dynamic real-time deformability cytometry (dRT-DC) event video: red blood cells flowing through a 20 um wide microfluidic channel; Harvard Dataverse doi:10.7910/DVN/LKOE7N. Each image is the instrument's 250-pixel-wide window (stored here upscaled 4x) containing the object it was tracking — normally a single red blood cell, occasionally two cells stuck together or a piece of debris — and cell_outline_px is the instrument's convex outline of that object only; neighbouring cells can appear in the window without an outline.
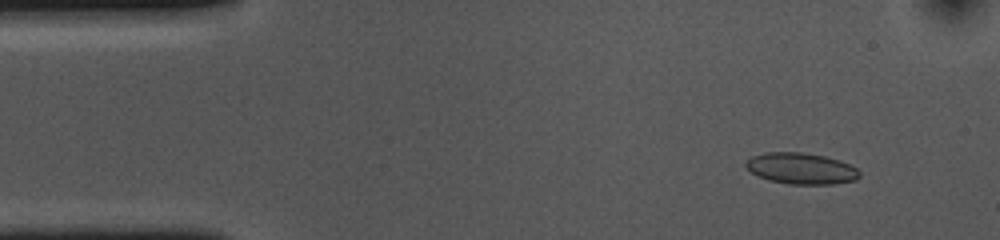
{"species": "common noctule bat (a hibernating species)", "species_latin": "Nyctalus noctula", "temperature_condition": "cold", "stored_images_in_passage": 53, "camera_frame_rate_fps": 3000, "um_per_image_px": 0.085, "animal": {"sex": "female", "body_mass_g": 10.0, "forearm_length_mm": 53.1}, "frame": {"image": 1, "passage_image": 5, "time_ms": 1.333, "image_size_px": [1000, 240], "cell_outline_px": [[860, 176], [856, 180], [832, 184], [788, 184], [768, 180], [752, 172], [744, 164], [752, 156], [764, 152], [800, 152], [824, 156], [840, 160], [856, 168], [860, 172]], "centroid_in_image_um": [68.11, 14.32], "position_along_channel_um": 16.9, "area_um2": 20.58}}
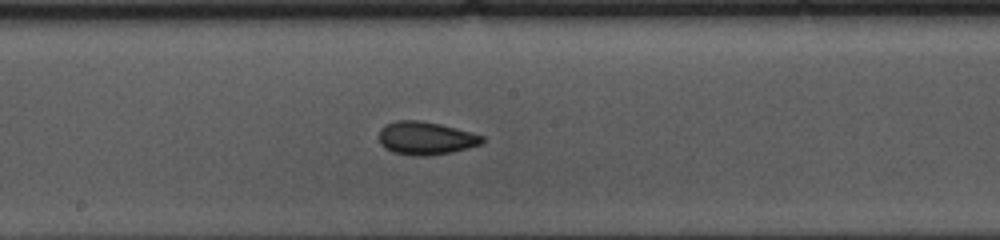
{"frame": {"image": 2, "passage_image": 27, "time_ms": 8.667, "image_size_px": [1000, 240], "cell_outline_px": [[484, 140], [480, 144], [468, 148], [452, 152], [428, 156], [420, 156], [396, 152], [384, 148], [380, 144], [380, 128], [384, 124], [396, 120], [420, 120], [440, 124], [472, 132], [484, 136]], "centroid_in_image_um": [36.19, 11.73], "position_along_channel_um": 212.0, "area_um2": 19.88}}
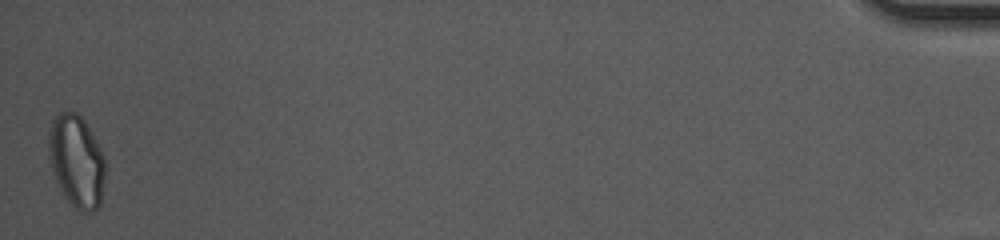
{"frame": {"image": 3, "passage_image": 53, "time_ms": 17.333, "image_size_px": [1000, 240], "cell_outline_px": [[104, 180], [100, 204], [92, 212], [80, 212], [60, 192], [52, 168], [48, 152], [48, 136], [52, 120], [56, 112], [76, 112], [84, 120], [100, 148], [104, 156]], "centroid_in_image_um": [6.48, 13.69], "position_along_channel_um": 428.7, "area_um2": 30.35}, "authors_computed_cell_mechanics": {"area_um2": 19.941, "velocity_mm_per_s": 3.6664, "shape_relaxation_time_tau1_ms": 5.5533, "shape_relaxation_time_tau2_ms": 1.4237, "deformation_change_tau1": 0.114, "deformation_change_tau2": 0.0549}}